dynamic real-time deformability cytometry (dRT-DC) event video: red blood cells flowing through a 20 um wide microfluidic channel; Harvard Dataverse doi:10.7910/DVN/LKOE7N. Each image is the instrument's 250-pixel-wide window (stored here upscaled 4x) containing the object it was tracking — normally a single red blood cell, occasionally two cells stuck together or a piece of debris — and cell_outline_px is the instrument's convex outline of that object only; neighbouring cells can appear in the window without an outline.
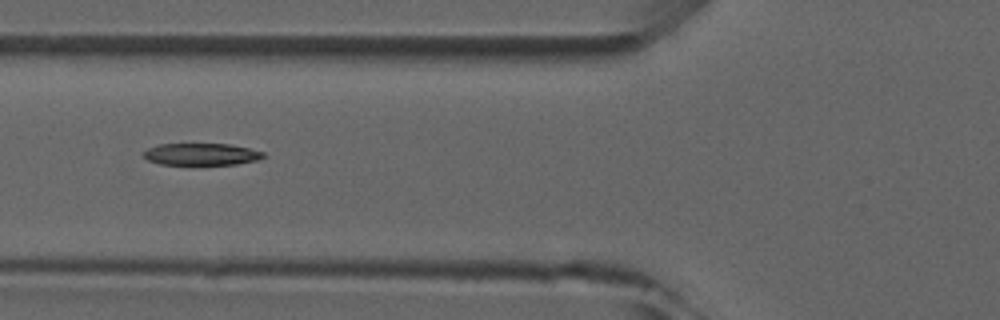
{"species": "common noctule bat (a hibernating species)", "species_latin": "Nyctalus noctula", "temperature_condition": "room temperature", "stored_images_in_passage": 6, "camera_frame_rate_fps": 3000, "um_per_image_px": 0.085, "animal": {"sex": "male", "forearm_length_mm": 52.5}, "frame": {"image": 1, "passage_image": 5, "time_ms": 5.333, "image_size_px": [1000, 320], "cell_outline_px": [[264, 156], [256, 160], [236, 164], [160, 164], [148, 160], [140, 152], [148, 148], [160, 144], [228, 144], [248, 148], [264, 152]], "centroid_in_image_um": [17.07, 13.1], "position_along_channel_um": 108.7, "area_um2": 15.14}}
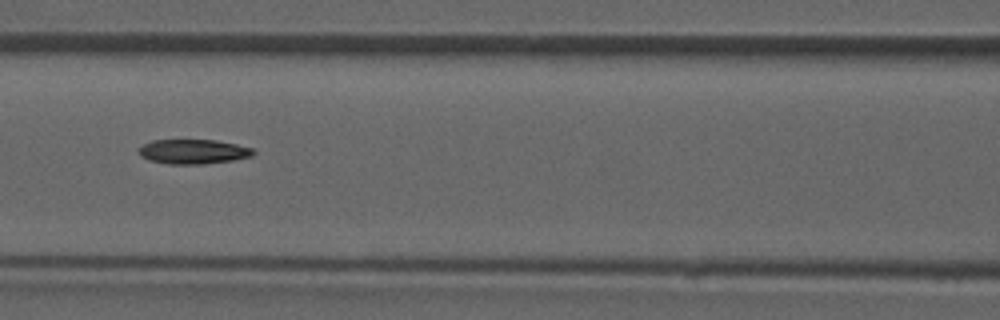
{"frame": {"image": 2, "passage_image": 6, "time_ms": 6.333, "image_size_px": [1000, 320], "cell_outline_px": [[256, 152], [252, 156], [232, 160], [204, 164], [168, 164], [148, 160], [140, 156], [140, 148], [144, 144], [152, 140], [216, 140], [236, 144], [252, 148]], "centroid_in_image_um": [16.43, 12.89], "position_along_channel_um": 150.2, "area_um2": 16.36}}